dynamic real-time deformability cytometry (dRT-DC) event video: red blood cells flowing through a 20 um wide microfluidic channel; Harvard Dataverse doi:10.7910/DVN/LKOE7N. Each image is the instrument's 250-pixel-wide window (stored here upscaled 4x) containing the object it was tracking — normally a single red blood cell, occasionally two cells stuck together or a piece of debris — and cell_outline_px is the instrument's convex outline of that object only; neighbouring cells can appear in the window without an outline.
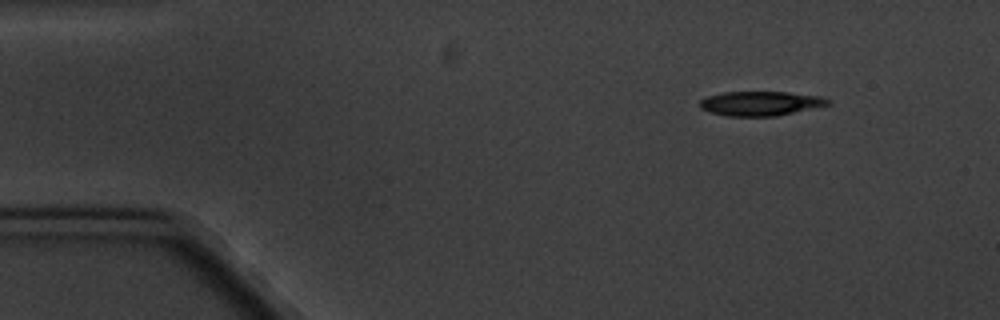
{"species": "common noctule bat (a hibernating species)", "species_latin": "Nyctalus noctula", "temperature_condition": "cold", "stored_images_in_passage": 4, "camera_frame_rate_fps": 3000, "um_per_image_px": 0.085, "animal": {"sex": "male", "body_mass_g": 20.1, "forearm_length_mm": 53.5}, "frame": {"image": 1, "passage_image": 1, "time_ms": 0.0, "image_size_px": [1000, 320], "cell_outline_px": [[832, 104], [776, 116], [728, 116], [708, 112], [700, 108], [700, 100], [708, 96], [724, 92], [788, 92], [820, 96], [828, 100]], "centroid_in_image_um": [64.63, 8.79], "position_along_channel_um": 20.4, "area_um2": 18.15}}
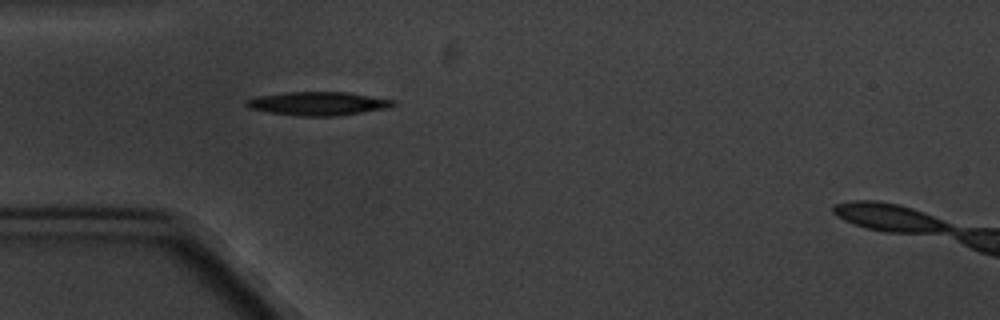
{"frame": {"image": 2, "passage_image": 4, "time_ms": 3.333, "image_size_px": [1000, 320], "cell_outline_px": [[396, 104], [392, 108], [336, 116], [300, 116], [268, 112], [248, 108], [244, 104], [244, 100], [256, 96], [288, 92], [348, 92], [396, 100]], "centroid_in_image_um": [27.06, 8.8], "position_along_channel_um": 57.9, "area_um2": 20.46}}